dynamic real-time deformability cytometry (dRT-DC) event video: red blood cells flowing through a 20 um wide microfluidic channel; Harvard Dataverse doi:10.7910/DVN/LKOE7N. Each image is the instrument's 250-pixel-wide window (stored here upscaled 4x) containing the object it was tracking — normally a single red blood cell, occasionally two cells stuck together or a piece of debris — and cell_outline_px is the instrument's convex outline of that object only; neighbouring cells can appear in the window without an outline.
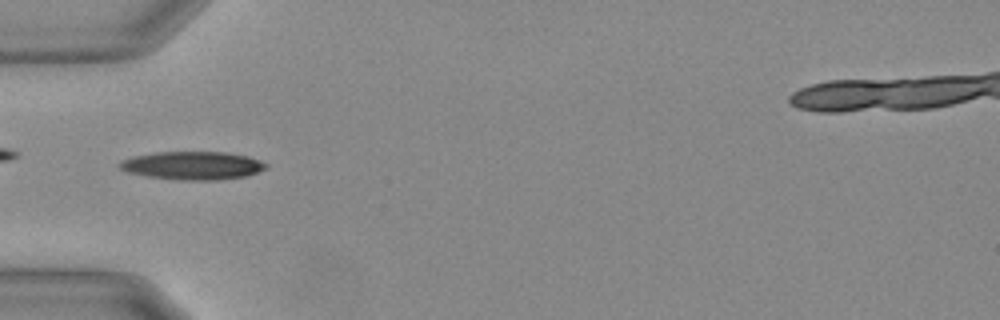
{"species": "Egyptian fruit bat (a non-hibernating species)", "species_latin": "Rousettus aegyptiacus", "temperature_condition": "warm", "stored_images_in_passage": 30, "camera_frame_rate_fps": 3000, "um_per_image_px": 0.085, "animal": {"sex": "female"}, "frame": {"image": 1, "passage_image": 1, "time_ms": 0.0, "image_size_px": [1000, 320], "cell_outline_px": [[268, 168], [244, 176], [220, 180], [180, 180], [148, 176], [128, 172], [120, 168], [116, 164], [120, 160], [132, 156], [156, 152], [228, 152], [248, 156], [268, 164]], "centroid_in_image_um": [16.35, 14.06], "position_along_channel_um": 68.7, "area_um2": 24.1}, "authors_computed_cell_mechanics": {"area_um2": 23.7558, "velocity_mm_per_s": 3.7052, "shape_relaxation_time_tau1_ms": 3.0697, "shape_relaxation_time_tau2_ms": null, "deformation_change_tau1": 0.1767, "deformation_change_tau2": null}}